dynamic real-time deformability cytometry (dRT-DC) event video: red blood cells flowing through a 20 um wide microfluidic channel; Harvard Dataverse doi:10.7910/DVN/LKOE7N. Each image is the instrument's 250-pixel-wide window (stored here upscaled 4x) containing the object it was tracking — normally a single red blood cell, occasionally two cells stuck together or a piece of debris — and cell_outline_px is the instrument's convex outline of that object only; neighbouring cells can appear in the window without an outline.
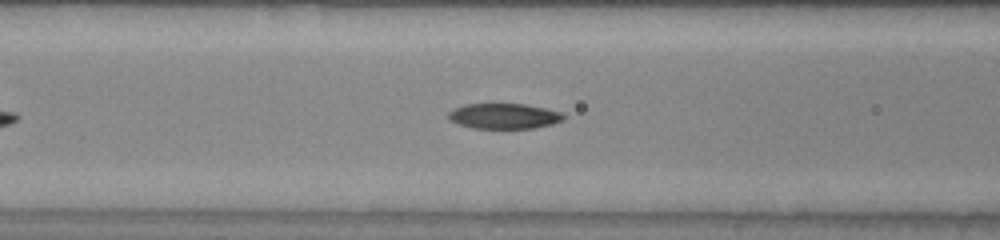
{"species": "common noctule bat (a hibernating species)", "species_latin": "Nyctalus noctula", "temperature_condition": "warm", "stored_images_in_passage": 36, "camera_frame_rate_fps": 3000, "um_per_image_px": 0.085, "animal": {"sex": "male", "body_mass_g": 20.0, "forearm_length_mm": 53.3}, "frame": {"image": 1, "passage_image": 11, "time_ms": 3.333, "image_size_px": [1000, 240], "cell_outline_px": [[568, 116], [564, 120], [552, 124], [532, 128], [472, 128], [448, 120], [448, 112], [464, 104], [524, 104], [564, 112]], "centroid_in_image_um": [42.89, 9.86], "position_along_channel_um": 123.7, "area_um2": 17.11}}
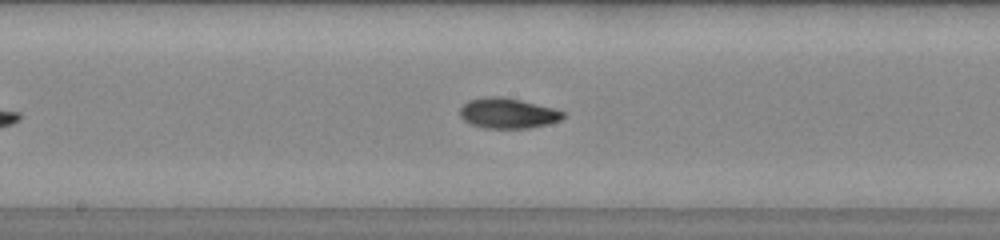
{"frame": {"image": 2, "passage_image": 17, "time_ms": 5.333, "image_size_px": [1000, 240], "cell_outline_px": [[564, 116], [560, 120], [548, 124], [528, 128], [484, 128], [468, 124], [460, 116], [460, 108], [468, 100], [484, 96], [500, 96], [520, 100], [556, 108], [564, 112]], "centroid_in_image_um": [43.14, 9.62], "position_along_channel_um": 205.1, "area_um2": 18.38}}
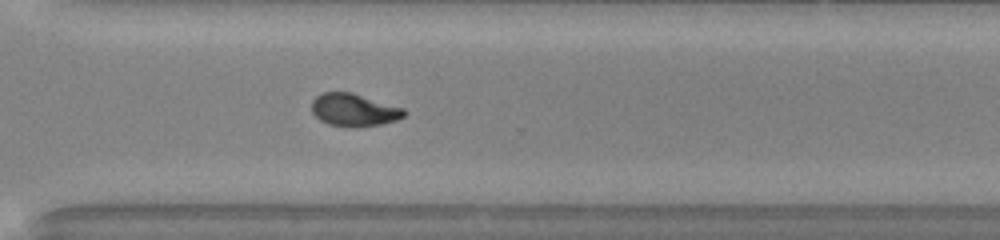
{"frame": {"image": 3, "passage_image": 27, "time_ms": 8.667, "image_size_px": [1000, 240], "cell_outline_px": [[408, 112], [404, 116], [396, 120], [380, 124], [352, 128], [328, 124], [320, 120], [312, 112], [312, 100], [316, 96], [324, 92], [352, 92], [404, 108]], "centroid_in_image_um": [30.09, 9.35], "position_along_channel_um": 340.5, "area_um2": 17.69}, "authors_computed_cell_mechanics": {"area_um2": 18.0914, "velocity_mm_per_s": 4.067, "shape_relaxation_time_tau1_ms": 6.5701, "shape_relaxation_time_tau2_ms": 3.0603, "deformation_change_tau1": 0.2255, "deformation_change_tau2": 0.0705}}